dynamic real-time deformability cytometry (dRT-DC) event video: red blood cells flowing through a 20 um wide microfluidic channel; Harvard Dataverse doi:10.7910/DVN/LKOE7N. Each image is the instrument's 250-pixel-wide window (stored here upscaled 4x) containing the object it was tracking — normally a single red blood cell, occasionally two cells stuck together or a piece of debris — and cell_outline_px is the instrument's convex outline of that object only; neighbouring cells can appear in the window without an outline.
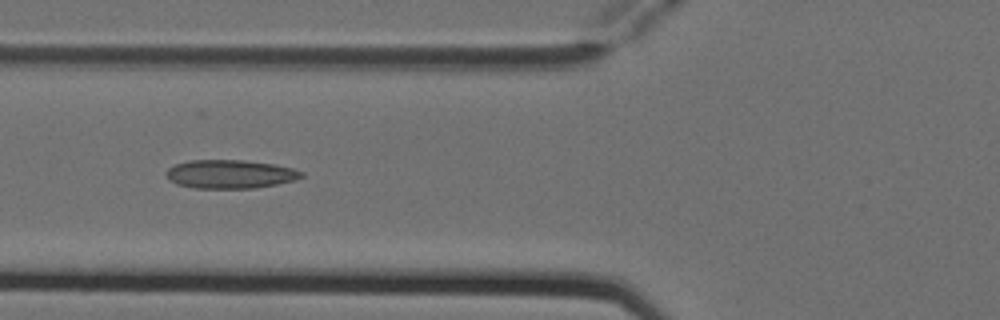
{"species": "Egyptian fruit bat (a non-hibernating species)", "species_latin": "Rousettus aegyptiacus", "temperature_condition": "cold", "stored_images_in_passage": 6, "camera_frame_rate_fps": 3000, "um_per_image_px": 0.085, "animal": {"sex": "female"}, "frame": {"image": 1, "passage_image": 3, "time_ms": 0.667, "image_size_px": [1000, 320], "cell_outline_px": [[304, 176], [296, 180], [256, 188], [196, 188], [176, 184], [168, 180], [164, 172], [168, 168], [176, 164], [192, 160], [244, 160], [272, 164], [292, 168], [304, 172]], "centroid_in_image_um": [19.55, 14.8], "position_along_channel_um": 106.3, "area_um2": 22.6}}
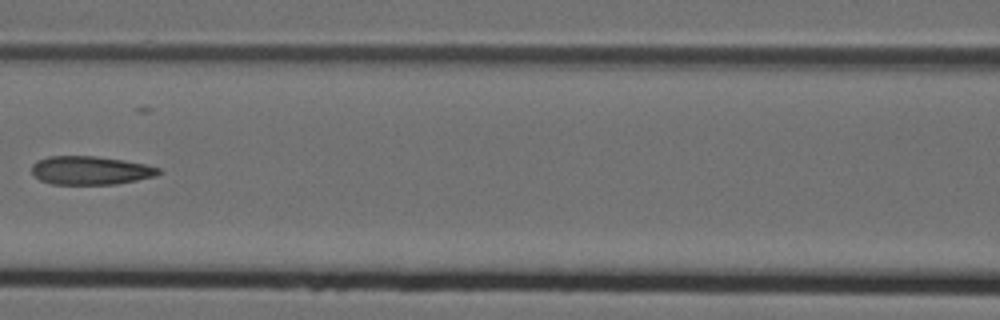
{"frame": {"image": 2, "passage_image": 4, "time_ms": 1.0, "image_size_px": [1000, 320], "cell_outline_px": [[160, 172], [156, 176], [116, 184], [52, 184], [40, 180], [32, 172], [32, 164], [36, 160], [48, 156], [96, 156], [144, 164], [160, 168]], "centroid_in_image_um": [7.66, 14.48], "position_along_channel_um": 158.9, "area_um2": 20.92}}
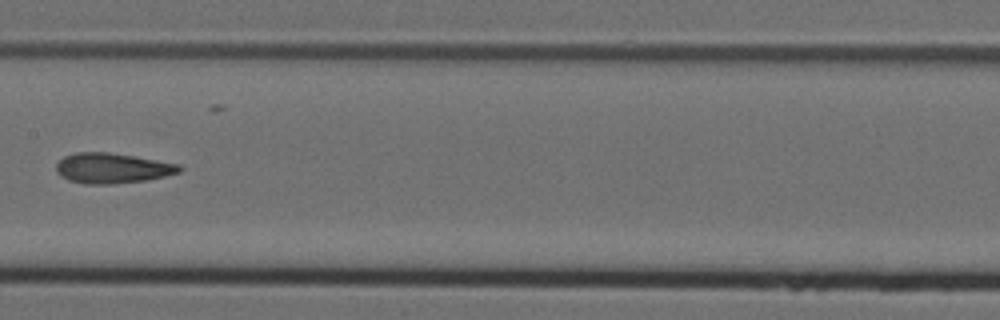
{"frame": {"image": 3, "passage_image": 5, "time_ms": 1.333, "image_size_px": [1000, 320], "cell_outline_px": [[184, 168], [180, 172], [148, 180], [112, 184], [84, 184], [68, 180], [60, 176], [56, 172], [56, 164], [64, 156], [76, 152], [108, 152], [136, 156], [180, 164]], "centroid_in_image_um": [9.55, 14.29], "position_along_channel_um": 197.9, "area_um2": 21.96}}